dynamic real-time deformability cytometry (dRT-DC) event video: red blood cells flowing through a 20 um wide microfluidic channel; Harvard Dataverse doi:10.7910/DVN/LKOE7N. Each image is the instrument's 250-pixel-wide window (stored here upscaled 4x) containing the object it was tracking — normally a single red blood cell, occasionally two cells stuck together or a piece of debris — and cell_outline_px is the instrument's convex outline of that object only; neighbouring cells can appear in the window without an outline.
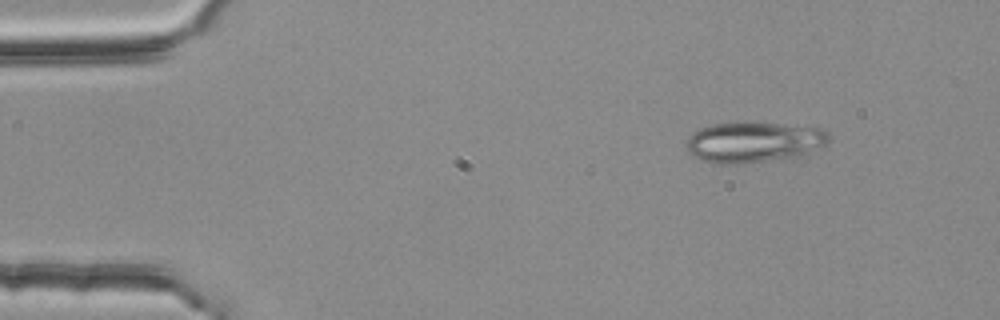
{"species": "common noctule bat (a hibernating species)", "species_latin": "Nyctalus noctula", "temperature_condition": "room temperature", "stored_images_in_passage": 4, "camera_frame_rate_fps": 3000, "um_per_image_px": 0.085, "animal": {"sex": "female", "body_mass_g": 25.1}, "frame": {"image": 1, "passage_image": 1, "time_ms": 0.0, "image_size_px": [1000, 320], "cell_outline_px": [[828, 140], [824, 144], [808, 152], [796, 156], [736, 164], [720, 164], [700, 160], [692, 156], [688, 152], [688, 136], [692, 132], [700, 128], [712, 124], [744, 120], [824, 128], [828, 132]], "centroid_in_image_um": [64.01, 12.04], "position_along_channel_um": 21.0, "area_um2": 33.93}}